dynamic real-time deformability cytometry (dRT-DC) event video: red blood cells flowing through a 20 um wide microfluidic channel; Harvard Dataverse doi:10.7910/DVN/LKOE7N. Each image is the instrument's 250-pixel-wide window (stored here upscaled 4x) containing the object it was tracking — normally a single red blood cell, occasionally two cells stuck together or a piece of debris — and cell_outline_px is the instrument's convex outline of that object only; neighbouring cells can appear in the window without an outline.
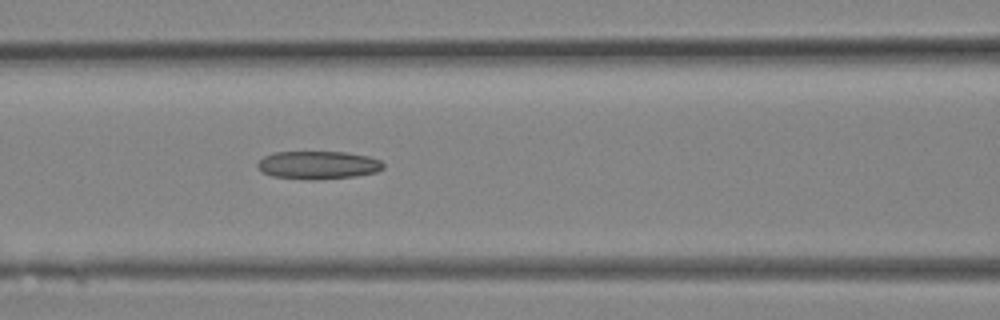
{"species": "Egyptian fruit bat (a non-hibernating species)", "species_latin": "Rousettus aegyptiacus", "temperature_condition": "room temperature", "stored_images_in_passage": 12, "camera_frame_rate_fps": 3000, "um_per_image_px": 0.085, "animal": {"sex": "female"}, "frame": {"image": 1, "passage_image": 12, "time_ms": 3.667, "image_size_px": [1000, 320], "cell_outline_px": [[384, 168], [376, 172], [356, 176], [316, 180], [312, 180], [272, 176], [260, 172], [256, 168], [256, 164], [264, 156], [272, 152], [344, 152], [368, 156], [380, 160], [384, 164]], "centroid_in_image_um": [27.0, 14.03], "position_along_channel_um": 139.6, "area_um2": 20.75}}